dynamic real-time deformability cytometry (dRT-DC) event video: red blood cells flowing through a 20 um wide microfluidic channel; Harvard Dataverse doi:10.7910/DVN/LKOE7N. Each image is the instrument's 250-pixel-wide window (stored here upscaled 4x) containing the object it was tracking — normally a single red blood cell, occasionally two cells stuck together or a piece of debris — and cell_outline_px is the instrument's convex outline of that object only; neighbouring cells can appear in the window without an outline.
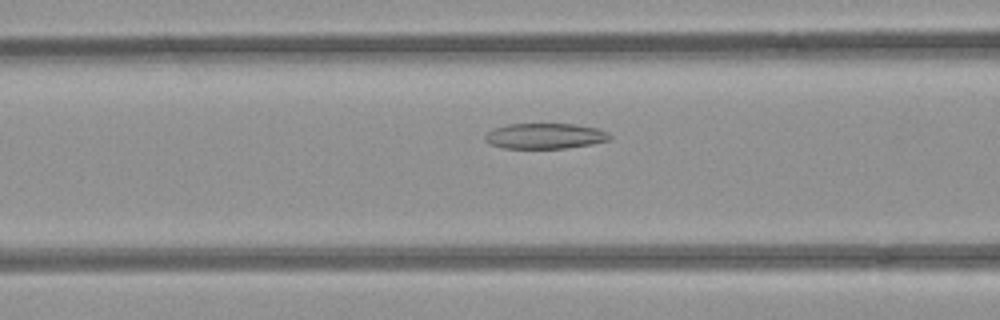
{"species": "common noctule bat (a hibernating species)", "species_latin": "Nyctalus noctula", "temperature_condition": "room temperature", "stored_images_in_passage": 38, "camera_frame_rate_fps": 3000, "um_per_image_px": 0.085, "animal": {"sex": "female", "body_mass_g": 21.9}, "frame": {"image": 1, "passage_image": 9, "time_ms": 2.667, "image_size_px": [1000, 320], "cell_outline_px": [[612, 136], [608, 140], [592, 144], [564, 148], [504, 148], [488, 144], [484, 140], [484, 136], [492, 128], [508, 124], [576, 124], [600, 128], [608, 132]], "centroid_in_image_um": [46.32, 11.55], "position_along_channel_um": 120.3, "area_um2": 18.73}}
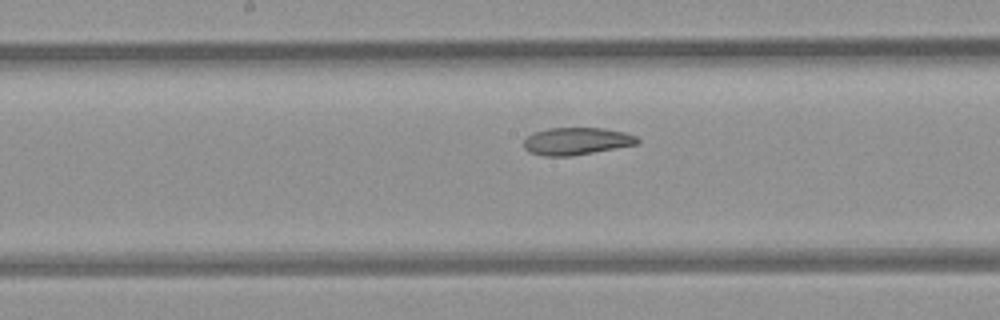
{"frame": {"image": 2, "passage_image": 15, "time_ms": 4.667, "image_size_px": [1000, 320], "cell_outline_px": [[640, 144], [572, 156], [544, 156], [528, 152], [524, 148], [524, 140], [532, 132], [548, 128], [604, 128], [628, 132], [636, 136], [640, 140]], "centroid_in_image_um": [49.03, 12.0], "position_along_channel_um": 199.2, "area_um2": 18.44}}
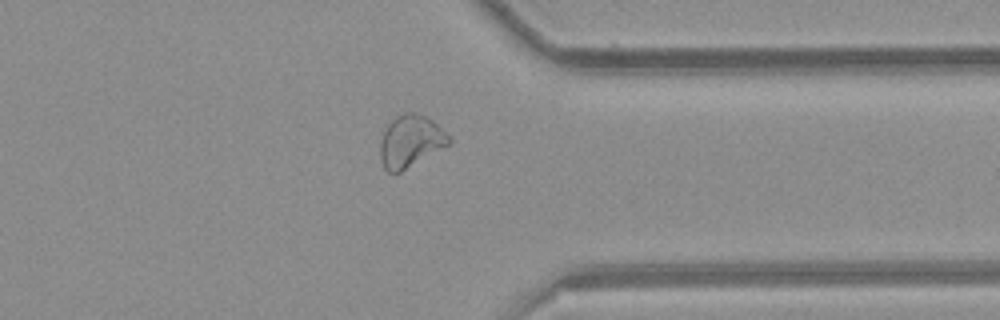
{"frame": {"image": 3, "passage_image": 29, "time_ms": 9.333, "image_size_px": [1000, 320], "cell_outline_px": [[452, 144], [400, 172], [388, 172], [384, 168], [380, 160], [380, 144], [384, 132], [388, 124], [396, 116], [404, 112], [412, 112], [424, 116], [432, 120], [452, 140]], "centroid_in_image_um": [34.9, 12.02], "position_along_channel_um": 376.5, "area_um2": 20.75}}